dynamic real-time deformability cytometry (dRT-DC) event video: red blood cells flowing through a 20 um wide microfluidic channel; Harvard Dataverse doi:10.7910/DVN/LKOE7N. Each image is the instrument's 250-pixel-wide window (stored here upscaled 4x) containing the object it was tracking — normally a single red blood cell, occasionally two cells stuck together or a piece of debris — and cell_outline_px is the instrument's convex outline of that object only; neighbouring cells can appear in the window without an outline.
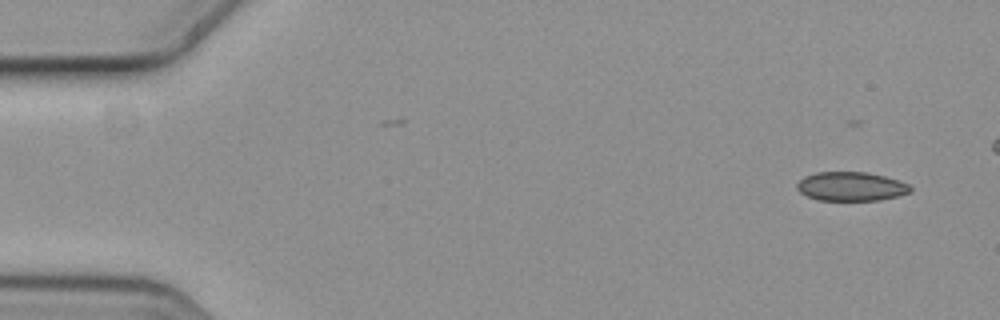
{"species": "common noctule bat (a hibernating species)", "species_latin": "Nyctalus noctula", "temperature_condition": "cold", "stored_images_in_passage": 6, "camera_frame_rate_fps": 3000, "um_per_image_px": 0.085, "animal": {"sex": "female", "body_mass_g": 19.3, "forearm_length_mm": 54.1}, "frame": {"image": 1, "passage_image": 1, "time_ms": 0.0, "image_size_px": [1000, 320], "cell_outline_px": [[912, 192], [880, 200], [820, 200], [808, 196], [800, 192], [796, 188], [796, 184], [804, 176], [816, 172], [864, 172], [884, 176], [900, 180], [908, 184], [912, 188]], "centroid_in_image_um": [72.35, 15.84], "position_along_channel_um": 12.7, "area_um2": 19.13}}